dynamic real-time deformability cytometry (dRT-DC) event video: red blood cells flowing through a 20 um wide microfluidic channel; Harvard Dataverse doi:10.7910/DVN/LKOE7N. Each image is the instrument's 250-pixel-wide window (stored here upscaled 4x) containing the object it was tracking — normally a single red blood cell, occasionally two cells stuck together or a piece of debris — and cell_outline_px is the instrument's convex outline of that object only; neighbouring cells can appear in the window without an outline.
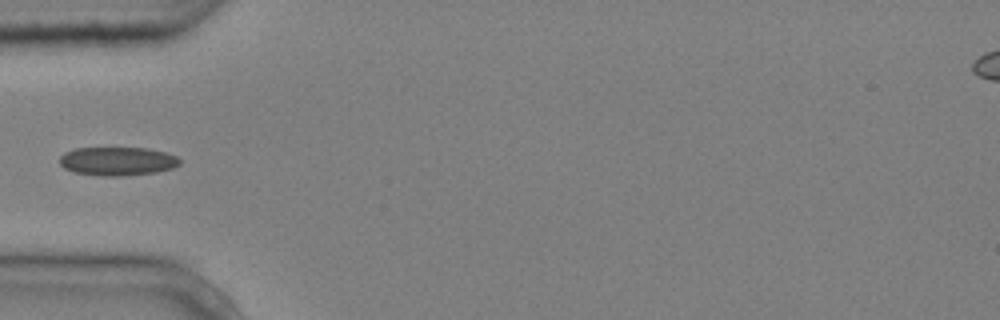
{"species": "common noctule bat (a hibernating species)", "species_latin": "Nyctalus noctula", "temperature_condition": "cold", "stored_images_in_passage": 5, "camera_frame_rate_fps": 3000, "um_per_image_px": 0.085, "animal": {"sex": "male", "body_mass_g": 20.4}, "frame": {"image": 1, "passage_image": 5, "time_ms": 1.333, "image_size_px": [1000, 320], "cell_outline_px": [[180, 164], [172, 168], [156, 172], [120, 176], [104, 176], [72, 172], [64, 168], [60, 164], [60, 156], [64, 152], [76, 148], [144, 148], [164, 152], [176, 156], [180, 160]], "centroid_in_image_um": [9.95, 13.7], "position_along_channel_um": 75.1, "area_um2": 19.94}}